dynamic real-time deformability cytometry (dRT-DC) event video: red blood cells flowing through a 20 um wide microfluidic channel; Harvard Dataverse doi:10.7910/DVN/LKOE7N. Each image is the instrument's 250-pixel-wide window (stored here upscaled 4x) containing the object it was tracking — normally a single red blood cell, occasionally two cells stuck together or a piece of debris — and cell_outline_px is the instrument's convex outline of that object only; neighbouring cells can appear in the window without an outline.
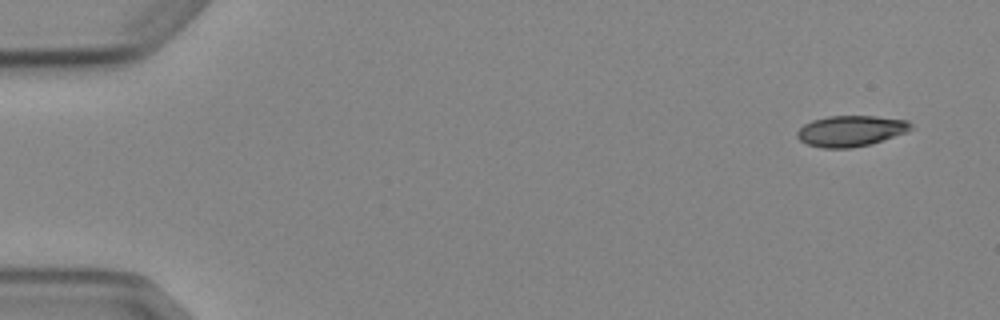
{"species": "Egyptian fruit bat (a non-hibernating species)", "species_latin": "Rousettus aegyptiacus", "temperature_condition": "cold", "stored_images_in_passage": 6, "camera_frame_rate_fps": 3000, "um_per_image_px": 0.085, "animal": {"sex": "female"}, "frame": {"image": 1, "passage_image": 1, "time_ms": 0.0, "image_size_px": [1000, 320], "cell_outline_px": [[912, 128], [904, 132], [872, 144], [852, 148], [820, 148], [808, 144], [800, 140], [796, 136], [796, 132], [804, 124], [812, 120], [828, 116], [876, 116], [908, 120], [912, 124]], "centroid_in_image_um": [72.29, 11.13], "position_along_channel_um": 12.7, "area_um2": 20.46}}
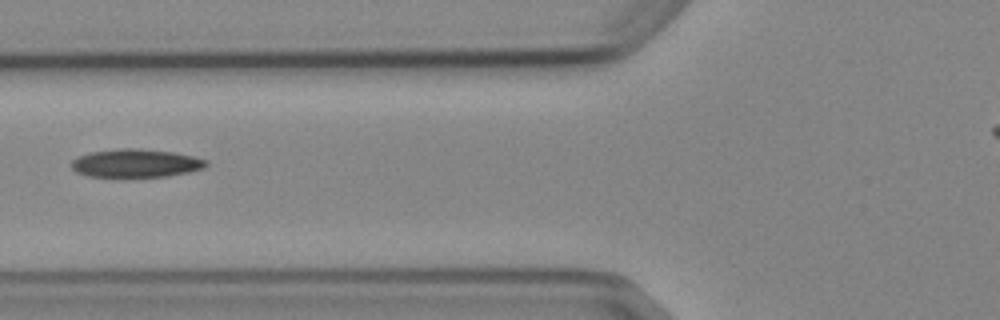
{"frame": {"image": 2, "passage_image": 6, "time_ms": 6.0, "image_size_px": [1000, 320], "cell_outline_px": [[208, 164], [204, 168], [188, 172], [168, 176], [88, 176], [76, 172], [68, 164], [76, 156], [88, 152], [124, 148], [136, 148], [172, 152], [192, 156], [208, 160]], "centroid_in_image_um": [11.5, 13.86], "position_along_channel_um": 114.3, "area_um2": 22.14}}